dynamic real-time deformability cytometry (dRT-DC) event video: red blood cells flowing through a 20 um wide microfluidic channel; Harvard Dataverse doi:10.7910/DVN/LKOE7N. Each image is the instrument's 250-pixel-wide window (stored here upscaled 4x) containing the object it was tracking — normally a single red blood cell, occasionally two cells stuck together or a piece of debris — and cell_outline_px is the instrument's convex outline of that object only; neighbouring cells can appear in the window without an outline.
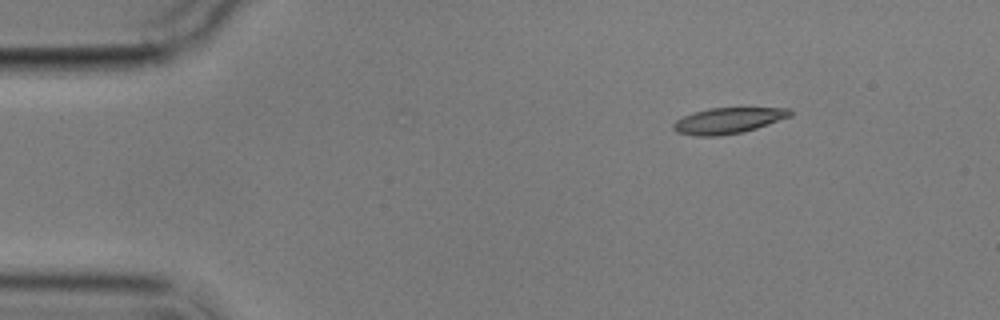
{"species": "common noctule bat (a hibernating species)", "species_latin": "Nyctalus noctula", "temperature_condition": "cold", "stored_images_in_passage": 5, "camera_frame_rate_fps": 3000, "um_per_image_px": 0.085, "animal": {"sex": "male", "body_mass_g": 17.9}, "frame": {"image": 1, "passage_image": 1, "time_ms": 0.0, "image_size_px": [1000, 320], "cell_outline_px": [[792, 116], [744, 132], [716, 136], [696, 136], [676, 132], [672, 128], [672, 124], [676, 120], [684, 116], [708, 108], [792, 108]], "centroid_in_image_um": [61.89, 10.25], "position_along_channel_um": 23.1, "area_um2": 17.57}}
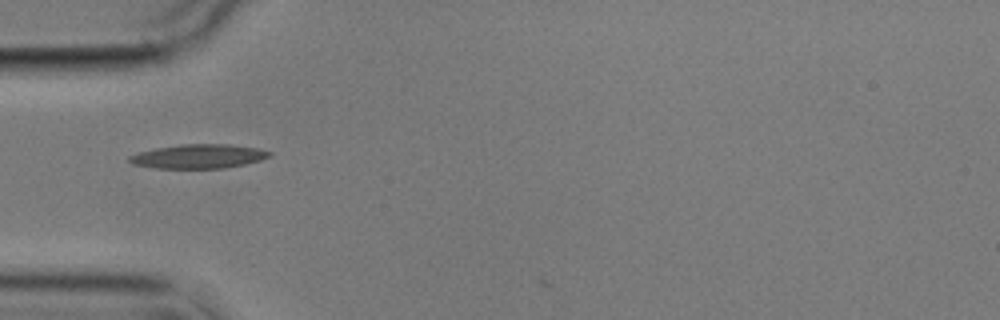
{"frame": {"image": 2, "passage_image": 4, "time_ms": 3.333, "image_size_px": [1000, 320], "cell_outline_px": [[272, 152], [268, 156], [260, 160], [244, 164], [224, 168], [156, 168], [132, 164], [128, 160], [128, 156], [140, 152], [156, 148], [180, 144], [232, 144], [256, 148]], "centroid_in_image_um": [16.85, 13.28], "position_along_channel_um": 68.2, "area_um2": 19.54}}